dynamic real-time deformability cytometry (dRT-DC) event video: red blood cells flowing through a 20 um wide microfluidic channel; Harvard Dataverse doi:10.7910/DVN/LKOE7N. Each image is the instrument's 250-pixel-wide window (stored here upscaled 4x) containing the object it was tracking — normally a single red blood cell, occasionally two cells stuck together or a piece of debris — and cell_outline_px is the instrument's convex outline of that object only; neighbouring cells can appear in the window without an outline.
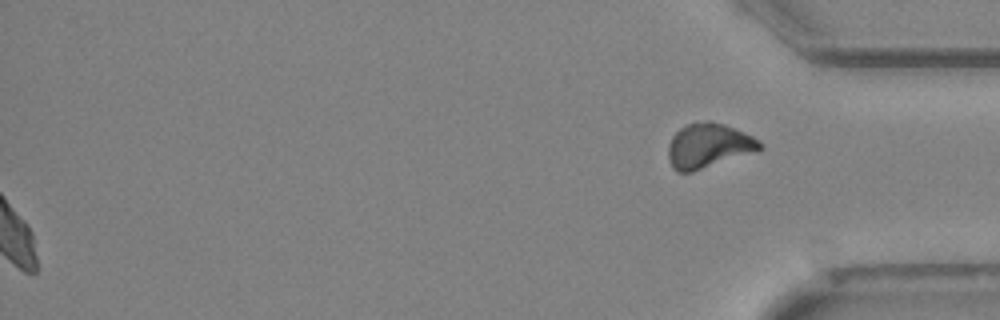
{"species": "Egyptian fruit bat (a non-hibernating species)", "species_latin": "Rousettus aegyptiacus", "temperature_condition": "cold", "stored_images_in_passage": 51, "segment_of_instrument_passage": [2, 2], "camera_frame_rate_fps": 3000, "um_per_image_px": 0.085, "animal": {"sex": "female"}, "frame": {"image": 1, "passage_image": 51, "time_ms": 16.667, "image_size_px": [1000, 320], "cell_outline_px": [[764, 148], [692, 172], [676, 172], [672, 168], [668, 156], [668, 144], [672, 136], [680, 128], [688, 124], [704, 120], [708, 120], [724, 124], [752, 136], [760, 140], [764, 144]], "centroid_in_image_um": [60.2, 12.38], "position_along_channel_um": 375.0, "area_um2": 23.7}}